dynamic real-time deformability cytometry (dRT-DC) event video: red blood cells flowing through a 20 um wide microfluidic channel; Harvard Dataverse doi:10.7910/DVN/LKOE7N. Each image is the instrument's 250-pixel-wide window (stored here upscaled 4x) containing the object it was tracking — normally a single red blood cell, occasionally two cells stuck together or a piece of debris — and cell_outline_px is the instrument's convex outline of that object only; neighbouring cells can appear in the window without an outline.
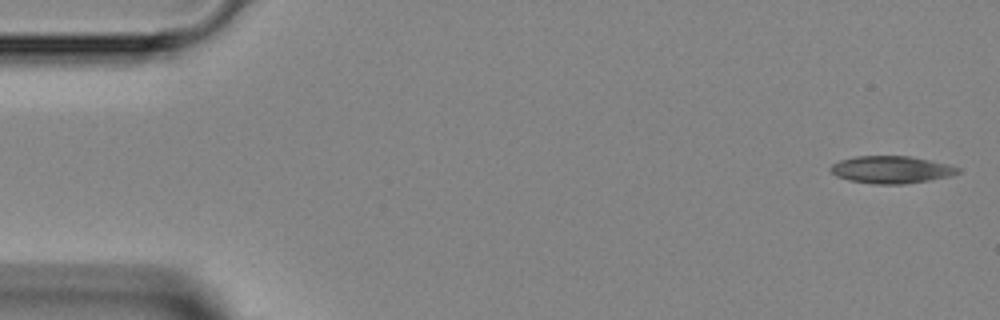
{"species": "Egyptian fruit bat (a non-hibernating species)", "species_latin": "Rousettus aegyptiacus", "temperature_condition": "room temperature", "stored_images_in_passage": 46, "camera_frame_rate_fps": 3000, "um_per_image_px": 0.085, "animal": {"sex": "female"}, "frame": {"image": 1, "passage_image": 1, "time_ms": 0.0, "image_size_px": [1000, 320], "cell_outline_px": [[960, 172], [952, 176], [904, 184], [872, 184], [848, 180], [836, 176], [828, 168], [832, 164], [840, 160], [856, 156], [912, 156], [948, 164], [960, 168]], "centroid_in_image_um": [75.76, 14.42], "position_along_channel_um": 9.2, "area_um2": 20.4}}
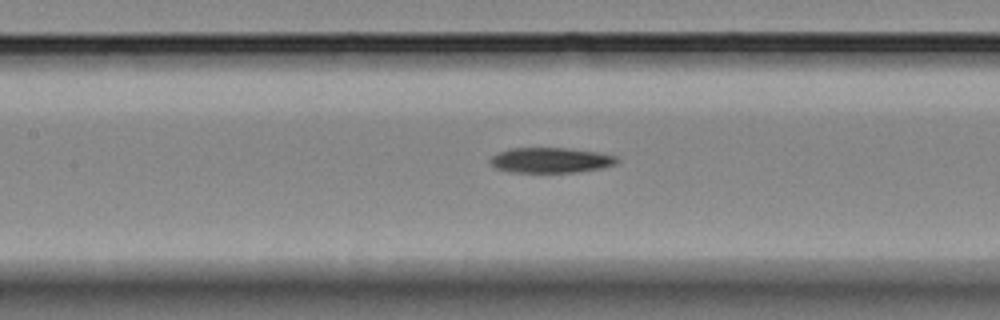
{"frame": {"image": 2, "passage_image": 20, "time_ms": 6.333, "image_size_px": [1000, 320], "cell_outline_px": [[620, 160], [616, 164], [604, 168], [576, 172], [512, 172], [496, 168], [488, 160], [492, 156], [500, 152], [512, 148], [568, 148], [600, 152], [620, 156]], "centroid_in_image_um": [46.9, 13.61], "position_along_channel_um": 160.5, "area_um2": 18.84}}
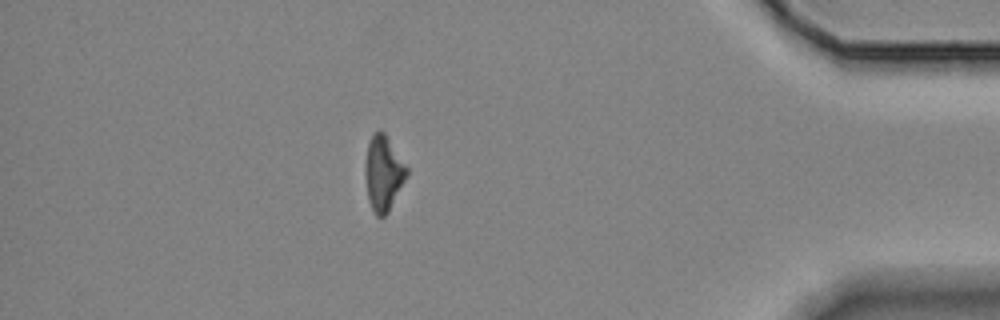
{"frame": {"image": 3, "passage_image": 40, "time_ms": 13.0, "image_size_px": [1000, 320], "cell_outline_px": [[408, 176], [388, 212], [384, 216], [376, 216], [368, 200], [364, 172], [364, 164], [368, 144], [372, 136], [380, 128], [384, 132], [408, 168]], "centroid_in_image_um": [32.58, 14.73], "position_along_channel_um": 402.6, "area_um2": 18.21}}